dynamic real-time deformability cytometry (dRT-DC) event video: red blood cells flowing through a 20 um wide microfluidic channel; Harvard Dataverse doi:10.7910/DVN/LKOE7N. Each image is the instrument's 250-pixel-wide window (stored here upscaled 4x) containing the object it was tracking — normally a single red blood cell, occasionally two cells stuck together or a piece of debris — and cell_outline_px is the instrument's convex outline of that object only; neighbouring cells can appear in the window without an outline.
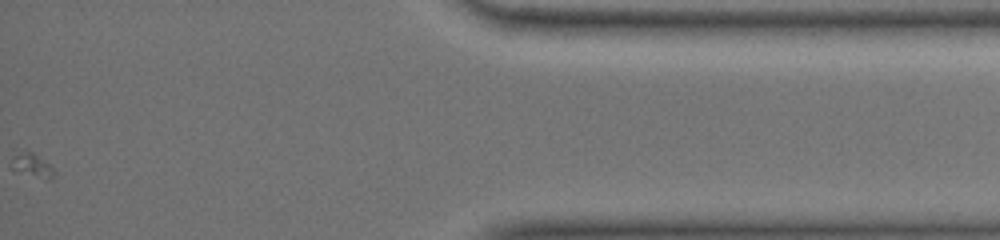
{"species": "common noctule bat (a hibernating species)", "species_latin": "Nyctalus noctula", "temperature_condition": "warm", "stored_images_in_passage": 40, "camera_frame_rate_fps": 3000, "um_per_image_px": 0.085, "animal": {"sex": "female", "body_mass_g": 19.0, "forearm_length_mm": 51.5}, "frame": {"image": 1, "passage_image": 40, "time_ms": 12.667, "image_size_px": [1000, 240], "cell_outline_px": [[984, 24], [964, 40], [892, 44], [860, 32], [844, 24]], "centroid_in_image_um": [77.94, 2.73], "position_along_channel_um": 357.3, "area_um2": 14.22}}